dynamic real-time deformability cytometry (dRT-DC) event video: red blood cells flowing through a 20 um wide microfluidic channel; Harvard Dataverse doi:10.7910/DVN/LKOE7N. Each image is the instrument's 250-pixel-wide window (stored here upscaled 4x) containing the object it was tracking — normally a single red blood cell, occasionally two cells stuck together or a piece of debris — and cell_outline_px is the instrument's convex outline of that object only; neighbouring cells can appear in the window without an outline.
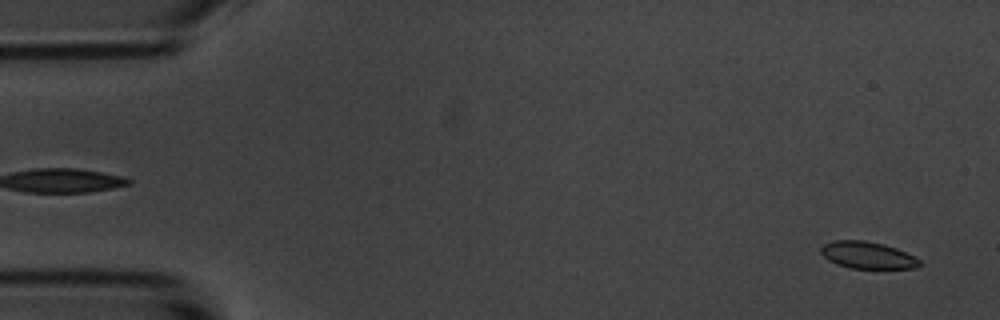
{"species": "common noctule bat (a hibernating species)", "species_latin": "Nyctalus noctula", "temperature_condition": "room temperature", "stored_images_in_passage": 5, "segment_of_instrument_passage": [2, 2], "camera_frame_rate_fps": 3000, "um_per_image_px": 0.085, "animal": {"sex": "male", "body_mass_g": 20.1, "forearm_length_mm": 53.5}, "frame": {"image": 1, "passage_image": 5, "time_ms": 5.667, "image_size_px": [1000, 320], "cell_outline_px": [[920, 264], [916, 268], [848, 268], [836, 264], [828, 260], [820, 252], [820, 248], [824, 244], [832, 240], [864, 240], [884, 244], [896, 248], [920, 260]], "centroid_in_image_um": [73.69, 21.68], "position_along_channel_um": 11.3, "area_um2": 15.43}}